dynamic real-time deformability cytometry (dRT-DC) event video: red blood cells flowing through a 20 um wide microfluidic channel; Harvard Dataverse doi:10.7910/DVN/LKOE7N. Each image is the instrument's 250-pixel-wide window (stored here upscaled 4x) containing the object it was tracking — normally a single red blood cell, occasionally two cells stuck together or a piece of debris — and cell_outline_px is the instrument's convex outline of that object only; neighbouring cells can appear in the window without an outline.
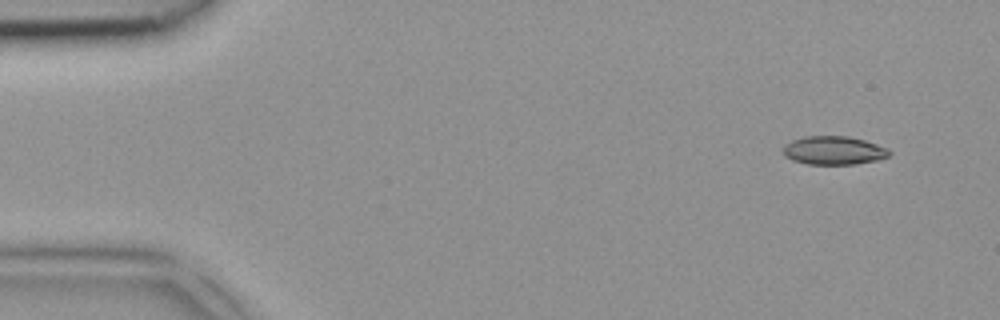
{"species": "common noctule bat (a hibernating species)", "species_latin": "Nyctalus noctula", "temperature_condition": "room temperature", "stored_images_in_passage": 5, "segment_of_instrument_passage": [2, 2], "camera_frame_rate_fps": 3000, "um_per_image_px": 0.085, "animal": {"sex": "female", "body_mass_g": 18.4}, "frame": {"image": 1, "passage_image": 5, "time_ms": 1.333, "image_size_px": [1000, 320], "cell_outline_px": [[892, 152], [888, 156], [880, 160], [856, 164], [808, 164], [792, 160], [784, 156], [784, 144], [792, 140], [804, 136], [848, 136], [864, 140], [888, 148]], "centroid_in_image_um": [70.88, 12.79], "position_along_channel_um": 14.1, "area_um2": 17.74}}